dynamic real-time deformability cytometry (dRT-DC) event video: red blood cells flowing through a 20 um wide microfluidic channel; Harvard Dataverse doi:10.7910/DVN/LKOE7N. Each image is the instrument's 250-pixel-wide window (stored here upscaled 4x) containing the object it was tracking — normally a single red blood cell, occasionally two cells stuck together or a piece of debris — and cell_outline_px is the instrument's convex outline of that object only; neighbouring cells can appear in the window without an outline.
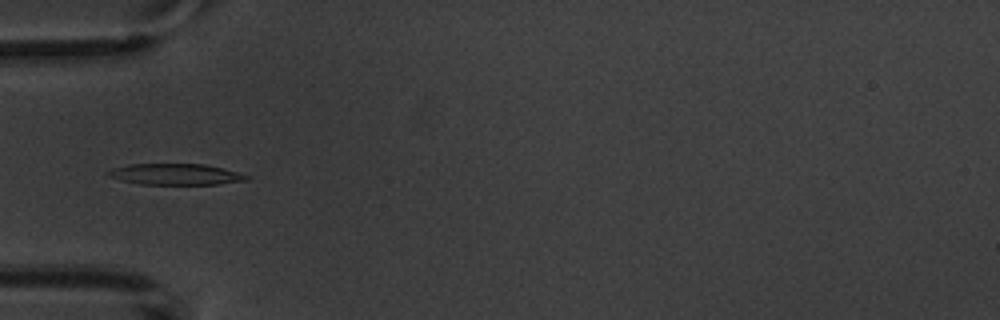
{"species": "common noctule bat (a hibernating species)", "species_latin": "Nyctalus noctula", "temperature_condition": "warm", "stored_images_in_passage": 8, "camera_frame_rate_fps": 3000, "um_per_image_px": 0.085, "animal": {"sex": "male", "body_mass_g": 20.1, "forearm_length_mm": 53.5}, "frame": {"image": 1, "passage_image": 5, "time_ms": 5.667, "image_size_px": [1000, 320], "cell_outline_px": [[252, 176], [248, 180], [216, 184], [140, 184], [120, 180], [108, 176], [104, 172], [112, 168], [128, 164], [204, 164], [224, 168]], "centroid_in_image_um": [14.91, 14.81], "position_along_channel_um": 70.1, "area_um2": 17.17}}
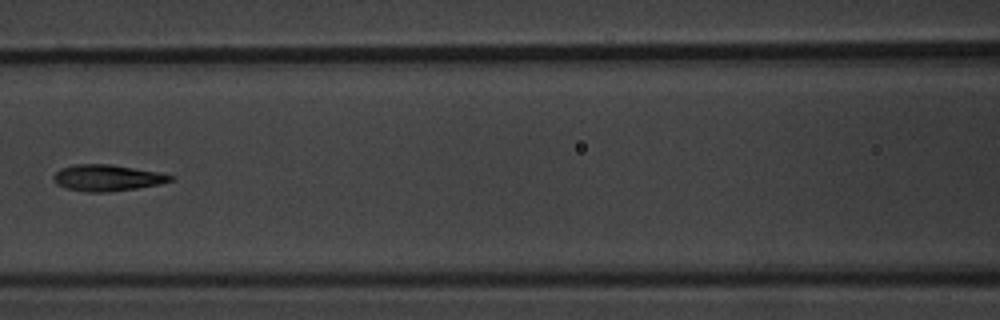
{"frame": {"image": 2, "passage_image": 7, "time_ms": 8.0, "image_size_px": [1000, 320], "cell_outline_px": [[176, 176], [172, 180], [160, 184], [136, 188], [108, 192], [88, 192], [64, 188], [56, 184], [52, 180], [52, 176], [60, 168], [76, 164], [112, 164], [160, 172]], "centroid_in_image_um": [9.09, 15.11], "position_along_channel_um": 157.5, "area_um2": 18.15}}
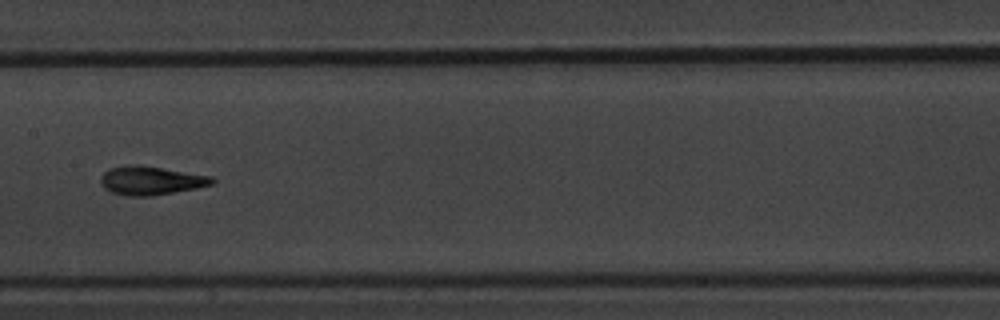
{"frame": {"image": 3, "passage_image": 8, "time_ms": 9.0, "image_size_px": [1000, 320], "cell_outline_px": [[216, 184], [196, 188], [152, 196], [128, 196], [112, 192], [104, 188], [100, 184], [100, 176], [108, 168], [132, 164], [140, 164], [212, 176], [216, 180]], "centroid_in_image_um": [12.83, 15.34], "position_along_channel_um": 194.6, "area_um2": 18.9}}